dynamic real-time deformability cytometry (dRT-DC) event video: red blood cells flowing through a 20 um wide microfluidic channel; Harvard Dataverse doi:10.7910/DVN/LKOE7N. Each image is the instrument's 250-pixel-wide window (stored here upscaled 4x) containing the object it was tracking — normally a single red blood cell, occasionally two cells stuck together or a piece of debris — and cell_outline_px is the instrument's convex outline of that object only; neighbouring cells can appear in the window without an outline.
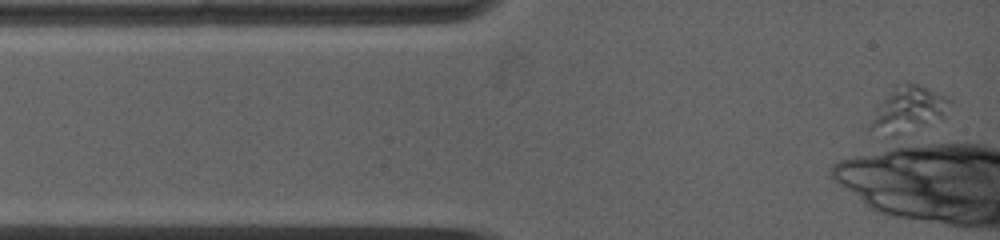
{"species": "common noctule bat (a hibernating species)", "species_latin": "Nyctalus noctula", "temperature_condition": "warm", "stored_images_in_passage": 1, "camera_frame_rate_fps": 5000, "um_per_image_px": 0.085, "animal": {"sex": "female", "body_mass_g": 19.0, "forearm_length_mm": 53.3}, "frame": {"image": 1, "passage_image": 1, "time_ms": 0.0, "image_size_px": [1000, 240], "cell_outline_px": [[952, 100], [940, 116], [928, 124], [896, 132], [892, 132], [868, 128], [880, 104], [892, 88], [896, 84], [904, 80], [920, 84]], "centroid_in_image_um": [77.23, 9.16], "position_along_channel_um": 7.8, "area_um2": 19.36}}